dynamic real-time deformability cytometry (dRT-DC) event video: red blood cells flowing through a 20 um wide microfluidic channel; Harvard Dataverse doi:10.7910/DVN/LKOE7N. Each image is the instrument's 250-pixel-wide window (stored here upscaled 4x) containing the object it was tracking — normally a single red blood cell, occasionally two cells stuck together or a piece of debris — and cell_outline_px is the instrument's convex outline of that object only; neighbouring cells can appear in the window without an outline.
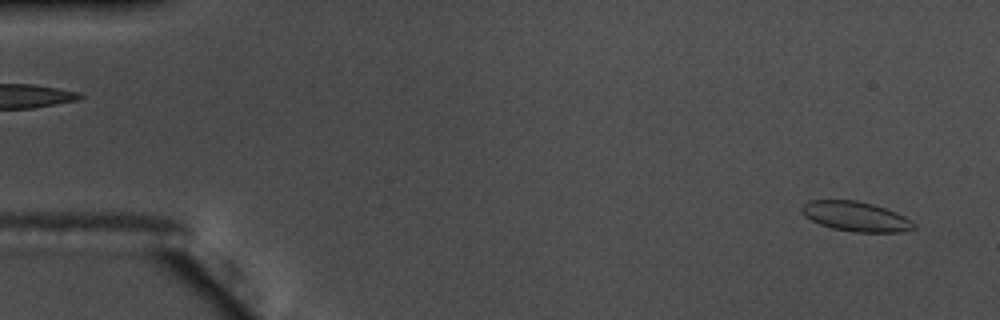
{"species": "common noctule bat (a hibernating species)", "species_latin": "Nyctalus noctula", "temperature_condition": "warm", "stored_images_in_passage": 55, "camera_frame_rate_fps": 3000, "um_per_image_px": 0.085, "animal": {"sex": "male", "body_mass_g": 17.5, "forearm_length_mm": 52.3}, "frame": {"image": 1, "passage_image": 3, "time_ms": 0.667, "image_size_px": [1000, 320], "cell_outline_px": [[916, 228], [900, 232], [852, 232], [832, 228], [820, 224], [804, 216], [800, 208], [808, 200], [856, 200], [872, 204], [896, 212], [912, 220], [916, 224]], "centroid_in_image_um": [72.75, 18.4], "position_along_channel_um": 12.3, "area_um2": 19.48}}
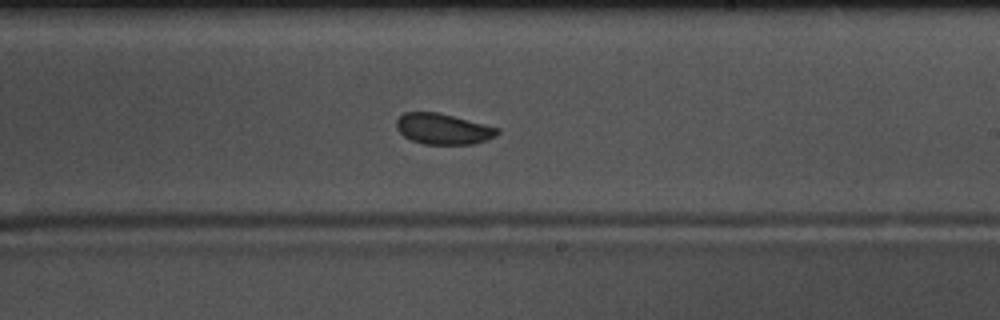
{"frame": {"image": 2, "passage_image": 33, "time_ms": 10.667, "image_size_px": [1000, 320], "cell_outline_px": [[500, 132], [496, 136], [472, 144], [424, 144], [412, 140], [404, 136], [396, 128], [396, 120], [404, 112], [436, 112], [500, 128]], "centroid_in_image_um": [37.65, 10.96], "position_along_channel_um": 251.4, "area_um2": 17.92}}
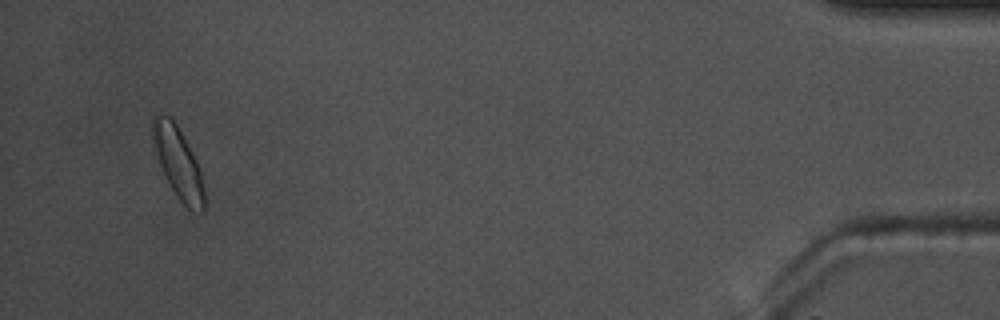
{"frame": {"image": 3, "passage_image": 53, "time_ms": 17.333, "image_size_px": [1000, 320], "cell_outline_px": [[204, 212], [192, 212], [176, 196], [160, 164], [152, 144], [152, 116], [156, 112], [168, 116], [176, 124], [192, 152], [200, 168], [204, 188]], "centroid_in_image_um": [15.13, 13.82], "position_along_channel_um": 420.1, "area_um2": 21.21}, "authors_computed_cell_mechanics": {"area_um2": 19.074, "velocity_mm_per_s": 3.6888, "shape_relaxation_time_tau1_ms": 4.0133, "shape_relaxation_time_tau2_ms": null, "deformation_change_tau1": 0.0875, "deformation_change_tau2": null}}